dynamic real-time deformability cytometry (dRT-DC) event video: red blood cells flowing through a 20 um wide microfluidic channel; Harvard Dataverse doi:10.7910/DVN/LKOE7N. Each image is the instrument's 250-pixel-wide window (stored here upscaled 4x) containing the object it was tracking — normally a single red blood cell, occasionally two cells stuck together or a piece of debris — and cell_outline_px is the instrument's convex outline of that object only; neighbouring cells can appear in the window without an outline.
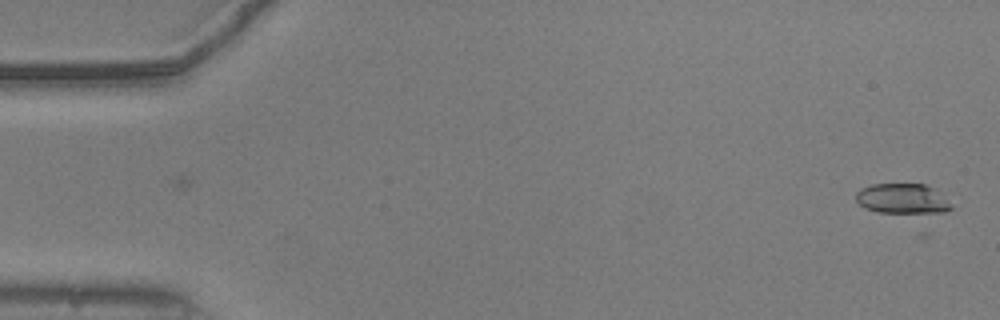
{"species": "common noctule bat (a hibernating species)", "species_latin": "Nyctalus noctula", "temperature_condition": "warm", "stored_images_in_passage": 3, "camera_frame_rate_fps": 3000, "um_per_image_px": 0.085, "animal": {"sex": "male", "body_mass_g": 20.5, "forearm_length_mm": 52.5}, "frame": {"image": 1, "passage_image": 1, "time_ms": 0.0, "image_size_px": [1000, 320], "cell_outline_px": [[952, 208], [944, 212], [928, 216], [920, 216], [876, 212], [864, 208], [856, 200], [856, 192], [860, 188], [872, 184], [924, 184], [936, 188]], "centroid_in_image_um": [76.73, 16.95], "position_along_channel_um": 8.3, "area_um2": 17.63}}